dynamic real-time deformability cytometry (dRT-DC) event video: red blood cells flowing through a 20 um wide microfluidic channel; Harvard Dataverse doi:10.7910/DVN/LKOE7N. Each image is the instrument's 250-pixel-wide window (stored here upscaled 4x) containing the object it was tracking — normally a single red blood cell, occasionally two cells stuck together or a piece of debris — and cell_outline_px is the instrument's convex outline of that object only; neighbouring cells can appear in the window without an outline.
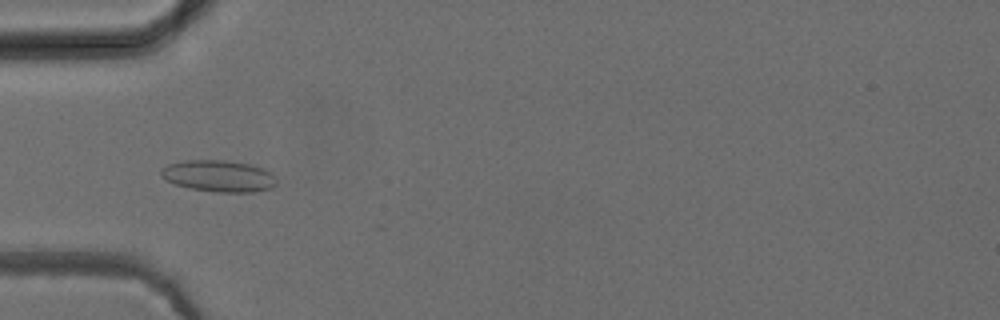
{"species": "common noctule bat (a hibernating species)", "species_latin": "Nyctalus noctula", "temperature_condition": "cold", "stored_images_in_passage": 52, "camera_frame_rate_fps": 3000, "um_per_image_px": 0.085, "animal": {"sex": "female", "body_mass_g": 24.6, "forearm_length_mm": 56.2}, "frame": {"image": 1, "passage_image": 17, "time_ms": 5.333, "image_size_px": [1000, 320], "cell_outline_px": [[276, 184], [272, 188], [256, 192], [216, 192], [192, 188], [176, 184], [164, 180], [160, 176], [160, 172], [168, 164], [184, 160], [228, 160], [252, 164], [264, 168], [276, 176]], "centroid_in_image_um": [18.63, 14.95], "position_along_channel_um": 66.4, "area_um2": 21.5}}
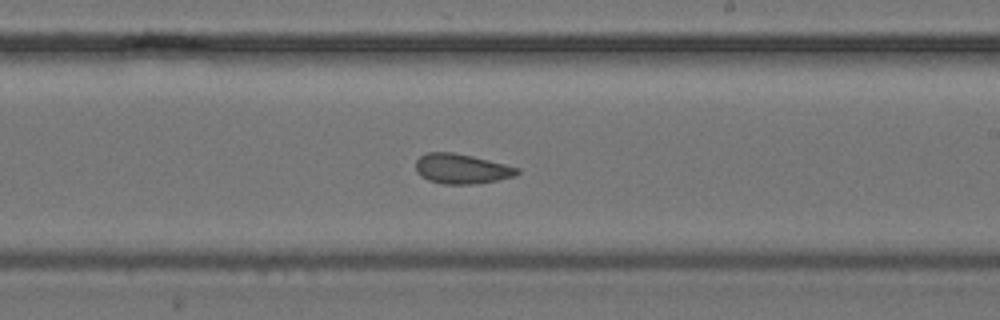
{"frame": {"image": 2, "passage_image": 31, "time_ms": 10.0, "image_size_px": [1000, 320], "cell_outline_px": [[520, 172], [516, 176], [476, 184], [444, 184], [428, 180], [420, 176], [416, 172], [416, 160], [420, 156], [428, 152], [452, 152], [472, 156], [520, 168]], "centroid_in_image_um": [39.22, 14.35], "position_along_channel_um": 249.8, "area_um2": 17.69}}
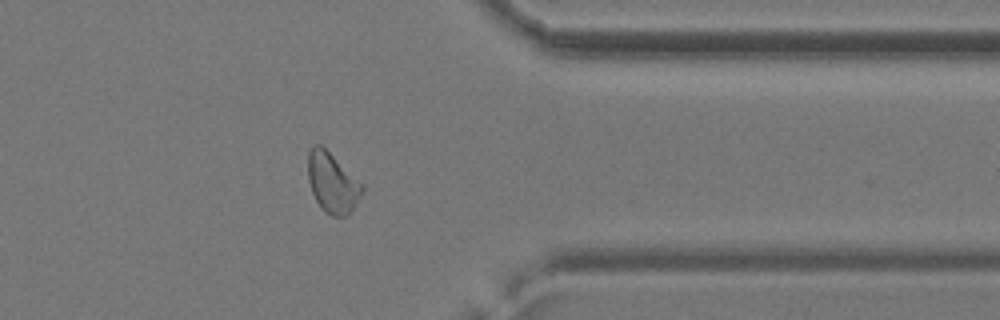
{"frame": {"image": 3, "passage_image": 42, "time_ms": 13.667, "image_size_px": [1000, 320], "cell_outline_px": [[364, 192], [348, 216], [332, 216], [324, 212], [316, 200], [312, 192], [308, 180], [308, 152], [316, 144], [320, 144], [364, 184]], "centroid_in_image_um": [28.27, 15.56], "position_along_channel_um": 383.1, "area_um2": 19.02}, "authors_computed_cell_mechanics": {"area_um2": 18.9873, "velocity_mm_per_s": 3.935, "shape_relaxation_time_tau1_ms": null, "shape_relaxation_time_tau2_ms": 2.0807, "deformation_change_tau1": null, "deformation_change_tau2": 0.0844}}